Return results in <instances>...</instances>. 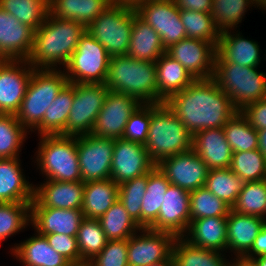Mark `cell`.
Masks as SVG:
<instances>
[{"label": "cell", "instance_id": "7402d4cb", "mask_svg": "<svg viewBox=\"0 0 266 266\" xmlns=\"http://www.w3.org/2000/svg\"><path fill=\"white\" fill-rule=\"evenodd\" d=\"M84 215L81 209H58L31 207V221L34 232L39 234H66L77 236Z\"/></svg>", "mask_w": 266, "mask_h": 266}, {"label": "cell", "instance_id": "e0dca14e", "mask_svg": "<svg viewBox=\"0 0 266 266\" xmlns=\"http://www.w3.org/2000/svg\"><path fill=\"white\" fill-rule=\"evenodd\" d=\"M216 46L201 39L183 38L166 49L195 79L214 76Z\"/></svg>", "mask_w": 266, "mask_h": 266}, {"label": "cell", "instance_id": "7a4b0ae2", "mask_svg": "<svg viewBox=\"0 0 266 266\" xmlns=\"http://www.w3.org/2000/svg\"><path fill=\"white\" fill-rule=\"evenodd\" d=\"M85 31L82 23L56 18L49 13L34 31L33 47L27 62L33 68L61 69V65L64 67L76 50Z\"/></svg>", "mask_w": 266, "mask_h": 266}, {"label": "cell", "instance_id": "ffe728a7", "mask_svg": "<svg viewBox=\"0 0 266 266\" xmlns=\"http://www.w3.org/2000/svg\"><path fill=\"white\" fill-rule=\"evenodd\" d=\"M34 30L0 7V60H27Z\"/></svg>", "mask_w": 266, "mask_h": 266}, {"label": "cell", "instance_id": "6125c7cd", "mask_svg": "<svg viewBox=\"0 0 266 266\" xmlns=\"http://www.w3.org/2000/svg\"><path fill=\"white\" fill-rule=\"evenodd\" d=\"M113 2H120V3H128V4H135L137 1L140 0H112Z\"/></svg>", "mask_w": 266, "mask_h": 266}, {"label": "cell", "instance_id": "4dcf8cb0", "mask_svg": "<svg viewBox=\"0 0 266 266\" xmlns=\"http://www.w3.org/2000/svg\"><path fill=\"white\" fill-rule=\"evenodd\" d=\"M119 185L111 178L84 183V195L81 210L84 218L98 219L117 200Z\"/></svg>", "mask_w": 266, "mask_h": 266}, {"label": "cell", "instance_id": "ee69618b", "mask_svg": "<svg viewBox=\"0 0 266 266\" xmlns=\"http://www.w3.org/2000/svg\"><path fill=\"white\" fill-rule=\"evenodd\" d=\"M229 168L244 182H256L266 179V159L258 149L233 152Z\"/></svg>", "mask_w": 266, "mask_h": 266}, {"label": "cell", "instance_id": "484cf974", "mask_svg": "<svg viewBox=\"0 0 266 266\" xmlns=\"http://www.w3.org/2000/svg\"><path fill=\"white\" fill-rule=\"evenodd\" d=\"M19 158L0 159V203H31L34 184L26 179Z\"/></svg>", "mask_w": 266, "mask_h": 266}, {"label": "cell", "instance_id": "d6a6232c", "mask_svg": "<svg viewBox=\"0 0 266 266\" xmlns=\"http://www.w3.org/2000/svg\"><path fill=\"white\" fill-rule=\"evenodd\" d=\"M74 96V83H68L47 108L42 122L33 130L38 135H63Z\"/></svg>", "mask_w": 266, "mask_h": 266}, {"label": "cell", "instance_id": "f907efd6", "mask_svg": "<svg viewBox=\"0 0 266 266\" xmlns=\"http://www.w3.org/2000/svg\"><path fill=\"white\" fill-rule=\"evenodd\" d=\"M128 239L110 240L87 266H128Z\"/></svg>", "mask_w": 266, "mask_h": 266}, {"label": "cell", "instance_id": "f6af8a7d", "mask_svg": "<svg viewBox=\"0 0 266 266\" xmlns=\"http://www.w3.org/2000/svg\"><path fill=\"white\" fill-rule=\"evenodd\" d=\"M30 221L31 203H0V243L22 232Z\"/></svg>", "mask_w": 266, "mask_h": 266}, {"label": "cell", "instance_id": "9a60e30c", "mask_svg": "<svg viewBox=\"0 0 266 266\" xmlns=\"http://www.w3.org/2000/svg\"><path fill=\"white\" fill-rule=\"evenodd\" d=\"M33 70L27 60H0V114L18 113Z\"/></svg>", "mask_w": 266, "mask_h": 266}, {"label": "cell", "instance_id": "60d3db41", "mask_svg": "<svg viewBox=\"0 0 266 266\" xmlns=\"http://www.w3.org/2000/svg\"><path fill=\"white\" fill-rule=\"evenodd\" d=\"M225 137L233 152L258 149L257 130L253 128L240 111L223 127Z\"/></svg>", "mask_w": 266, "mask_h": 266}, {"label": "cell", "instance_id": "9c48e42d", "mask_svg": "<svg viewBox=\"0 0 266 266\" xmlns=\"http://www.w3.org/2000/svg\"><path fill=\"white\" fill-rule=\"evenodd\" d=\"M111 56L87 30L63 67L69 83L105 84Z\"/></svg>", "mask_w": 266, "mask_h": 266}, {"label": "cell", "instance_id": "be15d7a7", "mask_svg": "<svg viewBox=\"0 0 266 266\" xmlns=\"http://www.w3.org/2000/svg\"><path fill=\"white\" fill-rule=\"evenodd\" d=\"M71 266H87V264L71 265Z\"/></svg>", "mask_w": 266, "mask_h": 266}, {"label": "cell", "instance_id": "6f0895ef", "mask_svg": "<svg viewBox=\"0 0 266 266\" xmlns=\"http://www.w3.org/2000/svg\"><path fill=\"white\" fill-rule=\"evenodd\" d=\"M233 261V262H232ZM230 262V266H256L252 260L245 258H235Z\"/></svg>", "mask_w": 266, "mask_h": 266}, {"label": "cell", "instance_id": "2e32d148", "mask_svg": "<svg viewBox=\"0 0 266 266\" xmlns=\"http://www.w3.org/2000/svg\"><path fill=\"white\" fill-rule=\"evenodd\" d=\"M140 104L132 96L109 90L91 135L111 139L122 138L129 117Z\"/></svg>", "mask_w": 266, "mask_h": 266}, {"label": "cell", "instance_id": "6da1fadb", "mask_svg": "<svg viewBox=\"0 0 266 266\" xmlns=\"http://www.w3.org/2000/svg\"><path fill=\"white\" fill-rule=\"evenodd\" d=\"M188 131L196 132L224 127L237 113L230 97L215 79H195L166 102Z\"/></svg>", "mask_w": 266, "mask_h": 266}, {"label": "cell", "instance_id": "8992f818", "mask_svg": "<svg viewBox=\"0 0 266 266\" xmlns=\"http://www.w3.org/2000/svg\"><path fill=\"white\" fill-rule=\"evenodd\" d=\"M39 140L34 163L45 180L82 181L76 136L40 135Z\"/></svg>", "mask_w": 266, "mask_h": 266}, {"label": "cell", "instance_id": "30bf717a", "mask_svg": "<svg viewBox=\"0 0 266 266\" xmlns=\"http://www.w3.org/2000/svg\"><path fill=\"white\" fill-rule=\"evenodd\" d=\"M109 89L100 83H74V96L65 136L91 134Z\"/></svg>", "mask_w": 266, "mask_h": 266}, {"label": "cell", "instance_id": "836d02e7", "mask_svg": "<svg viewBox=\"0 0 266 266\" xmlns=\"http://www.w3.org/2000/svg\"><path fill=\"white\" fill-rule=\"evenodd\" d=\"M225 253L191 245L183 237H177L173 245L174 266H230Z\"/></svg>", "mask_w": 266, "mask_h": 266}, {"label": "cell", "instance_id": "ab89813d", "mask_svg": "<svg viewBox=\"0 0 266 266\" xmlns=\"http://www.w3.org/2000/svg\"><path fill=\"white\" fill-rule=\"evenodd\" d=\"M29 133L17 121L16 115L0 114V159L19 158Z\"/></svg>", "mask_w": 266, "mask_h": 266}, {"label": "cell", "instance_id": "b9f144b4", "mask_svg": "<svg viewBox=\"0 0 266 266\" xmlns=\"http://www.w3.org/2000/svg\"><path fill=\"white\" fill-rule=\"evenodd\" d=\"M180 20L184 25L186 37L212 42L218 46L220 32L210 13L180 9Z\"/></svg>", "mask_w": 266, "mask_h": 266}, {"label": "cell", "instance_id": "5bb4252c", "mask_svg": "<svg viewBox=\"0 0 266 266\" xmlns=\"http://www.w3.org/2000/svg\"><path fill=\"white\" fill-rule=\"evenodd\" d=\"M155 166L144 144L123 138L115 139L110 178L116 184L145 175Z\"/></svg>", "mask_w": 266, "mask_h": 266}, {"label": "cell", "instance_id": "277c9868", "mask_svg": "<svg viewBox=\"0 0 266 266\" xmlns=\"http://www.w3.org/2000/svg\"><path fill=\"white\" fill-rule=\"evenodd\" d=\"M193 135L165 102L151 104V120L144 144L155 164L192 149Z\"/></svg>", "mask_w": 266, "mask_h": 266}, {"label": "cell", "instance_id": "cb8c5ba5", "mask_svg": "<svg viewBox=\"0 0 266 266\" xmlns=\"http://www.w3.org/2000/svg\"><path fill=\"white\" fill-rule=\"evenodd\" d=\"M265 223L262 217L241 214L231 209L227 216V251L235 254V259L243 258L251 250Z\"/></svg>", "mask_w": 266, "mask_h": 266}, {"label": "cell", "instance_id": "4316f807", "mask_svg": "<svg viewBox=\"0 0 266 266\" xmlns=\"http://www.w3.org/2000/svg\"><path fill=\"white\" fill-rule=\"evenodd\" d=\"M183 238L196 247L227 253V216L191 220Z\"/></svg>", "mask_w": 266, "mask_h": 266}, {"label": "cell", "instance_id": "5b68a950", "mask_svg": "<svg viewBox=\"0 0 266 266\" xmlns=\"http://www.w3.org/2000/svg\"><path fill=\"white\" fill-rule=\"evenodd\" d=\"M64 71L34 68L25 96L16 114L17 121L29 132L42 122L47 108L68 84Z\"/></svg>", "mask_w": 266, "mask_h": 266}, {"label": "cell", "instance_id": "1f68e13d", "mask_svg": "<svg viewBox=\"0 0 266 266\" xmlns=\"http://www.w3.org/2000/svg\"><path fill=\"white\" fill-rule=\"evenodd\" d=\"M112 0H50V14L64 20H75L86 28L104 11Z\"/></svg>", "mask_w": 266, "mask_h": 266}, {"label": "cell", "instance_id": "816d5d0a", "mask_svg": "<svg viewBox=\"0 0 266 266\" xmlns=\"http://www.w3.org/2000/svg\"><path fill=\"white\" fill-rule=\"evenodd\" d=\"M41 235H44L49 245L64 256L72 265L86 264L81 259L76 236L58 233Z\"/></svg>", "mask_w": 266, "mask_h": 266}, {"label": "cell", "instance_id": "f546056e", "mask_svg": "<svg viewBox=\"0 0 266 266\" xmlns=\"http://www.w3.org/2000/svg\"><path fill=\"white\" fill-rule=\"evenodd\" d=\"M166 52L159 34L136 13L127 55L134 59L156 62Z\"/></svg>", "mask_w": 266, "mask_h": 266}, {"label": "cell", "instance_id": "e575fe53", "mask_svg": "<svg viewBox=\"0 0 266 266\" xmlns=\"http://www.w3.org/2000/svg\"><path fill=\"white\" fill-rule=\"evenodd\" d=\"M170 184L157 166L148 173L146 193L141 205V228H150L156 222L164 194Z\"/></svg>", "mask_w": 266, "mask_h": 266}, {"label": "cell", "instance_id": "d4e9b609", "mask_svg": "<svg viewBox=\"0 0 266 266\" xmlns=\"http://www.w3.org/2000/svg\"><path fill=\"white\" fill-rule=\"evenodd\" d=\"M192 149L209 170L230 167L233 151L226 140L223 127L196 132L192 139Z\"/></svg>", "mask_w": 266, "mask_h": 266}, {"label": "cell", "instance_id": "8d00e7d4", "mask_svg": "<svg viewBox=\"0 0 266 266\" xmlns=\"http://www.w3.org/2000/svg\"><path fill=\"white\" fill-rule=\"evenodd\" d=\"M257 5L256 0H212L210 14L220 33L233 31L244 19L247 9ZM249 7V8H248Z\"/></svg>", "mask_w": 266, "mask_h": 266}, {"label": "cell", "instance_id": "7dc6e473", "mask_svg": "<svg viewBox=\"0 0 266 266\" xmlns=\"http://www.w3.org/2000/svg\"><path fill=\"white\" fill-rule=\"evenodd\" d=\"M231 207L207 188L190 191V219L228 216Z\"/></svg>", "mask_w": 266, "mask_h": 266}, {"label": "cell", "instance_id": "8fae6325", "mask_svg": "<svg viewBox=\"0 0 266 266\" xmlns=\"http://www.w3.org/2000/svg\"><path fill=\"white\" fill-rule=\"evenodd\" d=\"M134 7L137 15L159 34L165 49L186 38L174 0H140Z\"/></svg>", "mask_w": 266, "mask_h": 266}, {"label": "cell", "instance_id": "9f6ffc18", "mask_svg": "<svg viewBox=\"0 0 266 266\" xmlns=\"http://www.w3.org/2000/svg\"><path fill=\"white\" fill-rule=\"evenodd\" d=\"M258 135V150L266 159V129L257 130Z\"/></svg>", "mask_w": 266, "mask_h": 266}, {"label": "cell", "instance_id": "91938a15", "mask_svg": "<svg viewBox=\"0 0 266 266\" xmlns=\"http://www.w3.org/2000/svg\"><path fill=\"white\" fill-rule=\"evenodd\" d=\"M256 266H266V255L255 257L252 259Z\"/></svg>", "mask_w": 266, "mask_h": 266}, {"label": "cell", "instance_id": "c3c4849f", "mask_svg": "<svg viewBox=\"0 0 266 266\" xmlns=\"http://www.w3.org/2000/svg\"><path fill=\"white\" fill-rule=\"evenodd\" d=\"M147 183L148 173L119 184L118 199L140 227L141 205L144 194L146 193Z\"/></svg>", "mask_w": 266, "mask_h": 266}, {"label": "cell", "instance_id": "ac0fdd59", "mask_svg": "<svg viewBox=\"0 0 266 266\" xmlns=\"http://www.w3.org/2000/svg\"><path fill=\"white\" fill-rule=\"evenodd\" d=\"M156 166L172 185L189 192L205 186L209 171L205 162L193 149L167 157Z\"/></svg>", "mask_w": 266, "mask_h": 266}, {"label": "cell", "instance_id": "bcb514c9", "mask_svg": "<svg viewBox=\"0 0 266 266\" xmlns=\"http://www.w3.org/2000/svg\"><path fill=\"white\" fill-rule=\"evenodd\" d=\"M231 209L241 214L255 215L266 220L265 180L245 182Z\"/></svg>", "mask_w": 266, "mask_h": 266}, {"label": "cell", "instance_id": "4fadbf2b", "mask_svg": "<svg viewBox=\"0 0 266 266\" xmlns=\"http://www.w3.org/2000/svg\"><path fill=\"white\" fill-rule=\"evenodd\" d=\"M176 238L169 232L141 228L128 238V266H148L166 258H173Z\"/></svg>", "mask_w": 266, "mask_h": 266}, {"label": "cell", "instance_id": "74e56055", "mask_svg": "<svg viewBox=\"0 0 266 266\" xmlns=\"http://www.w3.org/2000/svg\"><path fill=\"white\" fill-rule=\"evenodd\" d=\"M0 7L34 31L50 13L49 0H0Z\"/></svg>", "mask_w": 266, "mask_h": 266}, {"label": "cell", "instance_id": "db71d44e", "mask_svg": "<svg viewBox=\"0 0 266 266\" xmlns=\"http://www.w3.org/2000/svg\"><path fill=\"white\" fill-rule=\"evenodd\" d=\"M266 255V223L260 229L258 236L255 238L251 250L243 257L252 260L255 257Z\"/></svg>", "mask_w": 266, "mask_h": 266}, {"label": "cell", "instance_id": "83f0119b", "mask_svg": "<svg viewBox=\"0 0 266 266\" xmlns=\"http://www.w3.org/2000/svg\"><path fill=\"white\" fill-rule=\"evenodd\" d=\"M21 243L10 248L11 255L23 266H71L72 264L55 249L46 237L35 233Z\"/></svg>", "mask_w": 266, "mask_h": 266}, {"label": "cell", "instance_id": "7c38bea8", "mask_svg": "<svg viewBox=\"0 0 266 266\" xmlns=\"http://www.w3.org/2000/svg\"><path fill=\"white\" fill-rule=\"evenodd\" d=\"M115 139L87 134L76 136V147L82 182L111 177Z\"/></svg>", "mask_w": 266, "mask_h": 266}, {"label": "cell", "instance_id": "d590c367", "mask_svg": "<svg viewBox=\"0 0 266 266\" xmlns=\"http://www.w3.org/2000/svg\"><path fill=\"white\" fill-rule=\"evenodd\" d=\"M97 220L108 241L128 239L141 229L119 199Z\"/></svg>", "mask_w": 266, "mask_h": 266}, {"label": "cell", "instance_id": "681fc988", "mask_svg": "<svg viewBox=\"0 0 266 266\" xmlns=\"http://www.w3.org/2000/svg\"><path fill=\"white\" fill-rule=\"evenodd\" d=\"M151 120V104H140L129 117L122 138L145 144Z\"/></svg>", "mask_w": 266, "mask_h": 266}, {"label": "cell", "instance_id": "52a82bcc", "mask_svg": "<svg viewBox=\"0 0 266 266\" xmlns=\"http://www.w3.org/2000/svg\"><path fill=\"white\" fill-rule=\"evenodd\" d=\"M235 63H215L213 78L237 111L266 98V72Z\"/></svg>", "mask_w": 266, "mask_h": 266}, {"label": "cell", "instance_id": "44dd1931", "mask_svg": "<svg viewBox=\"0 0 266 266\" xmlns=\"http://www.w3.org/2000/svg\"><path fill=\"white\" fill-rule=\"evenodd\" d=\"M84 195V182H61L46 180L34 185V199L31 207L58 209H81Z\"/></svg>", "mask_w": 266, "mask_h": 266}, {"label": "cell", "instance_id": "11a10c76", "mask_svg": "<svg viewBox=\"0 0 266 266\" xmlns=\"http://www.w3.org/2000/svg\"><path fill=\"white\" fill-rule=\"evenodd\" d=\"M176 6L182 10L211 12L212 0H174Z\"/></svg>", "mask_w": 266, "mask_h": 266}, {"label": "cell", "instance_id": "d6986e66", "mask_svg": "<svg viewBox=\"0 0 266 266\" xmlns=\"http://www.w3.org/2000/svg\"><path fill=\"white\" fill-rule=\"evenodd\" d=\"M190 223V192L170 184L164 194L157 220L150 229L183 237Z\"/></svg>", "mask_w": 266, "mask_h": 266}, {"label": "cell", "instance_id": "f5cc1de1", "mask_svg": "<svg viewBox=\"0 0 266 266\" xmlns=\"http://www.w3.org/2000/svg\"><path fill=\"white\" fill-rule=\"evenodd\" d=\"M240 112L256 130L266 129V98L250 103Z\"/></svg>", "mask_w": 266, "mask_h": 266}, {"label": "cell", "instance_id": "94428289", "mask_svg": "<svg viewBox=\"0 0 266 266\" xmlns=\"http://www.w3.org/2000/svg\"><path fill=\"white\" fill-rule=\"evenodd\" d=\"M256 7L260 8L262 10L264 9V11H265L266 10V0H258Z\"/></svg>", "mask_w": 266, "mask_h": 266}, {"label": "cell", "instance_id": "ba28073f", "mask_svg": "<svg viewBox=\"0 0 266 266\" xmlns=\"http://www.w3.org/2000/svg\"><path fill=\"white\" fill-rule=\"evenodd\" d=\"M134 5L113 2L86 28V30L113 56L127 55Z\"/></svg>", "mask_w": 266, "mask_h": 266}, {"label": "cell", "instance_id": "7bdbcfd3", "mask_svg": "<svg viewBox=\"0 0 266 266\" xmlns=\"http://www.w3.org/2000/svg\"><path fill=\"white\" fill-rule=\"evenodd\" d=\"M76 237L81 259L86 264L101 252L108 241L97 219L84 218Z\"/></svg>", "mask_w": 266, "mask_h": 266}, {"label": "cell", "instance_id": "680465c9", "mask_svg": "<svg viewBox=\"0 0 266 266\" xmlns=\"http://www.w3.org/2000/svg\"><path fill=\"white\" fill-rule=\"evenodd\" d=\"M148 266H174V261L173 258H166L164 260L150 264Z\"/></svg>", "mask_w": 266, "mask_h": 266}, {"label": "cell", "instance_id": "3957f363", "mask_svg": "<svg viewBox=\"0 0 266 266\" xmlns=\"http://www.w3.org/2000/svg\"><path fill=\"white\" fill-rule=\"evenodd\" d=\"M105 85L110 91L132 96L142 104H157L155 62L128 55L113 56Z\"/></svg>", "mask_w": 266, "mask_h": 266}, {"label": "cell", "instance_id": "f1b7e54d", "mask_svg": "<svg viewBox=\"0 0 266 266\" xmlns=\"http://www.w3.org/2000/svg\"><path fill=\"white\" fill-rule=\"evenodd\" d=\"M157 74V104L189 86L195 78L166 52L155 62Z\"/></svg>", "mask_w": 266, "mask_h": 266}, {"label": "cell", "instance_id": "f35d334b", "mask_svg": "<svg viewBox=\"0 0 266 266\" xmlns=\"http://www.w3.org/2000/svg\"><path fill=\"white\" fill-rule=\"evenodd\" d=\"M244 183L230 168H220L208 171L204 187L232 208Z\"/></svg>", "mask_w": 266, "mask_h": 266}, {"label": "cell", "instance_id": "603a6c76", "mask_svg": "<svg viewBox=\"0 0 266 266\" xmlns=\"http://www.w3.org/2000/svg\"><path fill=\"white\" fill-rule=\"evenodd\" d=\"M234 30L220 33L216 48L215 63H235L242 67H256L261 63L260 46L258 42L243 37Z\"/></svg>", "mask_w": 266, "mask_h": 266}]
</instances>
